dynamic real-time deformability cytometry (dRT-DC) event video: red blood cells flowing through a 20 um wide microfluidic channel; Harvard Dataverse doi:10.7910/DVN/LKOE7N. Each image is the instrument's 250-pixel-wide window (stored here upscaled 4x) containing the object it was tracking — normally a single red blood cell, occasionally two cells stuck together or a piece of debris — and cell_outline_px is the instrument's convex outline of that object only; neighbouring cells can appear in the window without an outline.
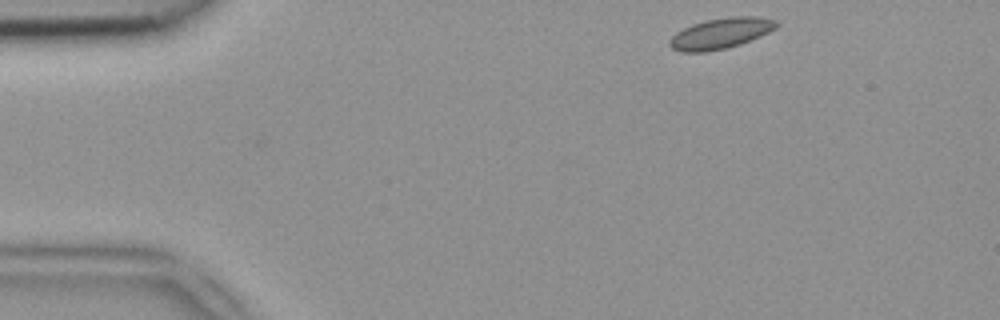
{"species": "common noctule bat (a hibernating species)", "species_latin": "Nyctalus noctula", "temperature_condition": "room temperature", "stored_images_in_passage": 44, "camera_frame_rate_fps": 3000, "um_per_image_px": 0.085, "animal": {"sex": "female", "body_mass_g": 18.4}, "frame": {"image": 1, "passage_image": 1, "time_ms": 0.0, "image_size_px": [1000, 320], "cell_outline_px": [[780, 24], [776, 28], [760, 36], [740, 44], [724, 48], [704, 52], [680, 52], [672, 48], [668, 44], [668, 40], [676, 32], [692, 24], [704, 20], [732, 16], [760, 16], [776, 20]], "centroid_in_image_um": [61.25, 2.82], "position_along_channel_um": 23.7, "area_um2": 19.19}}
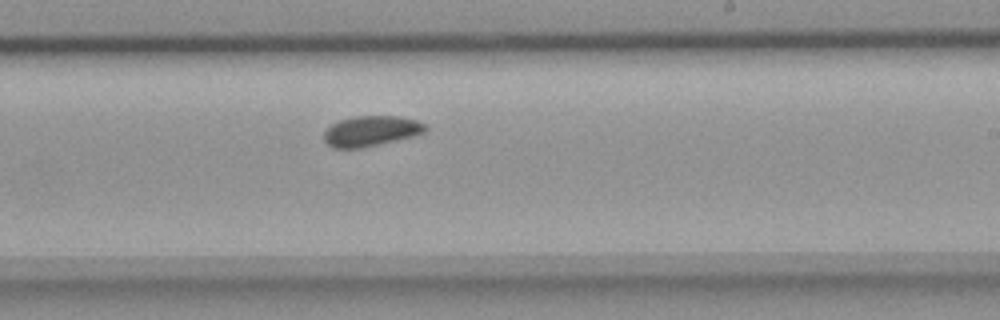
{"frame": {"image": 2, "passage_image": 24, "time_ms": 7.667, "image_size_px": [1000, 320], "cell_outline_px": [[428, 128], [424, 132], [412, 136], [364, 148], [332, 148], [324, 140], [324, 132], [332, 124], [340, 120], [356, 116], [396, 116], [416, 120], [424, 124]], "centroid_in_image_um": [31.52, 11.14], "position_along_channel_um": 257.5, "area_um2": 17.8}}
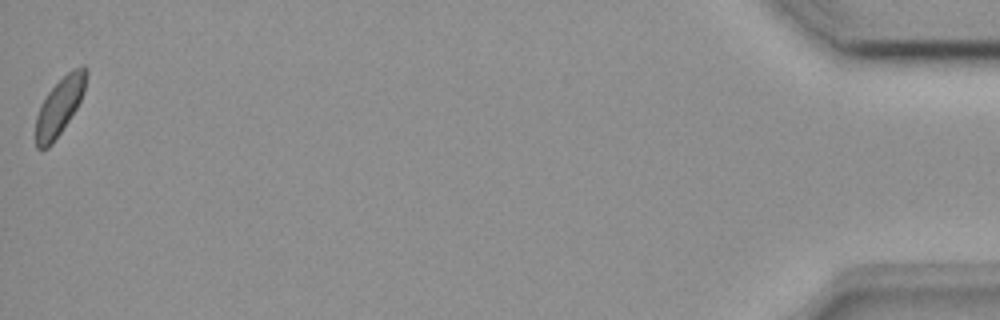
{"frame": {"image": 3, "passage_image": 44, "time_ms": 14.333, "image_size_px": [1000, 320], "cell_outline_px": [[88, 72], [84, 92], [76, 108], [52, 144], [48, 148], [36, 148], [36, 116], [40, 104], [48, 92], [72, 68], [84, 64], [88, 68]], "centroid_in_image_um": [5.08, 8.99], "position_along_channel_um": 430.1, "area_um2": 16.7}}